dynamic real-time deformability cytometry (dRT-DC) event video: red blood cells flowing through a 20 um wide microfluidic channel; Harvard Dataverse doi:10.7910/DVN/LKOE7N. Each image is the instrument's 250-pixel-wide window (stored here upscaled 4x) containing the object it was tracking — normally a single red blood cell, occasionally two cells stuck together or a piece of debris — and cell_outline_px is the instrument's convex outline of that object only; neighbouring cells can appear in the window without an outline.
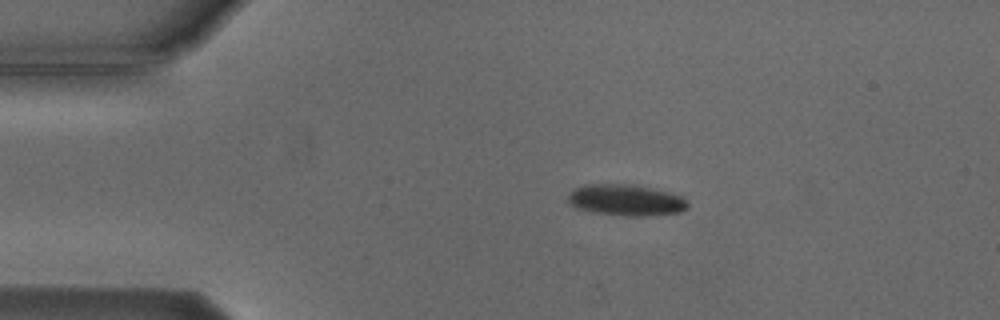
{"species": "Egyptian fruit bat (a non-hibernating species)", "species_latin": "Rousettus aegyptiacus", "temperature_condition": "cold", "stored_images_in_passage": 4, "camera_frame_rate_fps": 3000, "um_per_image_px": 0.085, "animal": {"sex": "male"}, "frame": {"image": 1, "passage_image": 2, "time_ms": 1.333, "image_size_px": [1000, 320], "cell_outline_px": [[688, 208], [680, 212], [644, 216], [624, 216], [592, 212], [576, 208], [568, 204], [568, 192], [584, 184], [628, 184], [668, 192], [684, 196], [688, 204]], "centroid_in_image_um": [53.17, 17.01], "position_along_channel_um": 31.8, "area_um2": 21.91}}
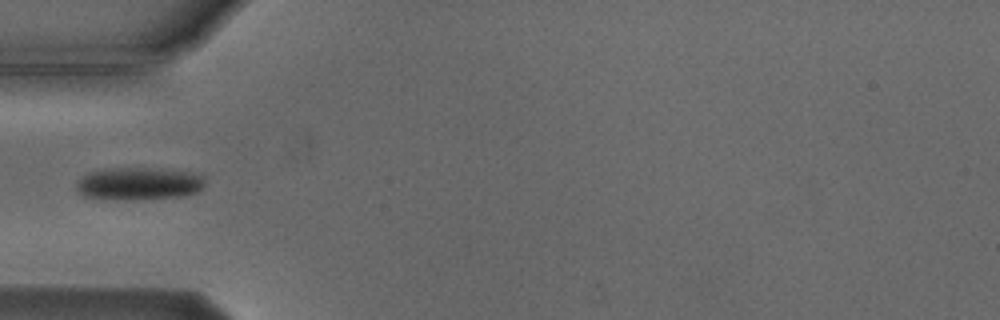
{"frame": {"image": 2, "passage_image": 4, "time_ms": 3.667, "image_size_px": [1000, 320], "cell_outline_px": [[204, 184], [196, 192], [184, 196], [144, 200], [84, 196], [76, 188], [76, 180], [88, 172], [104, 168], [160, 168], [192, 172], [204, 176]], "centroid_in_image_um": [11.81, 15.59], "position_along_channel_um": 73.2, "area_um2": 24.57}}